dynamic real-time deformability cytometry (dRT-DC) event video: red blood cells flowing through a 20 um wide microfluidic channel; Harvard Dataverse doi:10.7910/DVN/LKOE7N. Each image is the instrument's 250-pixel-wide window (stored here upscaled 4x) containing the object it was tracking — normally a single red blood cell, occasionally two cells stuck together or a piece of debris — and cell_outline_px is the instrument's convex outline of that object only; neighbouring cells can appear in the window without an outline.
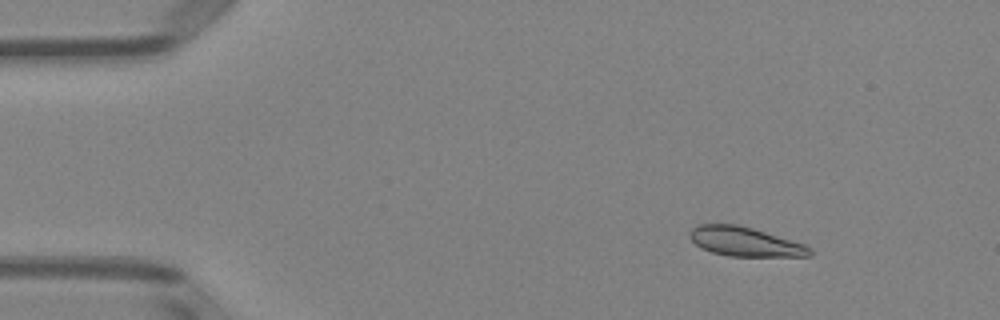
{"species": "Egyptian fruit bat (a non-hibernating species)", "species_latin": "Rousettus aegyptiacus", "temperature_condition": "room temperature", "stored_images_in_passage": 45, "camera_frame_rate_fps": 3000, "um_per_image_px": 0.085, "animal": {"sex": "female"}, "frame": {"image": 1, "passage_image": 1, "time_ms": 0.0, "image_size_px": [1000, 320], "cell_outline_px": [[812, 256], [728, 256], [712, 252], [700, 248], [688, 236], [688, 232], [692, 228], [700, 224], [736, 224], [752, 228], [804, 244], [812, 248]], "centroid_in_image_um": [63.3, 20.54], "position_along_channel_um": 21.7, "area_um2": 20.4}}
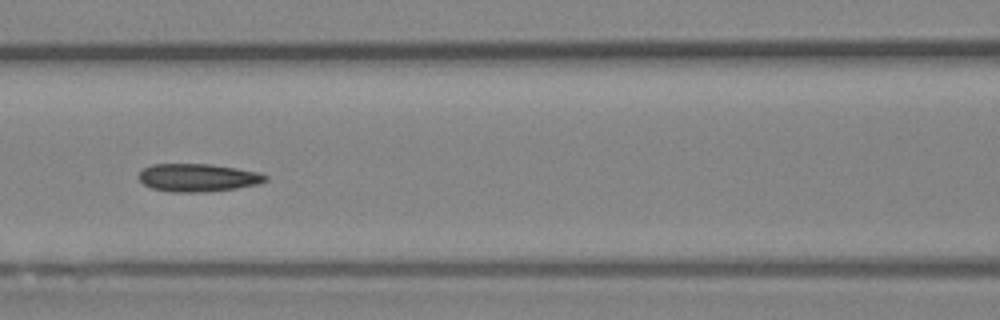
{"frame": {"image": 2, "passage_image": 17, "time_ms": 5.333, "image_size_px": [1000, 320], "cell_outline_px": [[268, 180], [260, 184], [236, 188], [200, 192], [172, 192], [152, 188], [144, 184], [136, 176], [144, 168], [152, 164], [212, 164], [260, 172], [268, 176]], "centroid_in_image_um": [16.84, 15.09], "position_along_channel_um": 149.8, "area_um2": 20.69}}
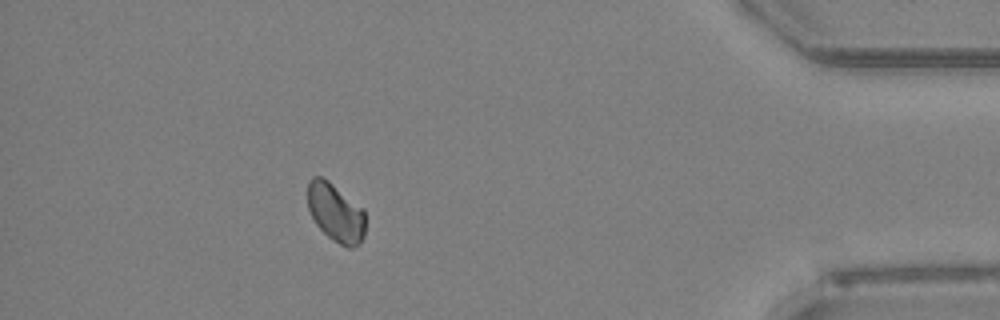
{"frame": {"image": 3, "passage_image": 40, "time_ms": 13.0, "image_size_px": [1000, 320], "cell_outline_px": [[364, 236], [360, 244], [352, 248], [348, 248], [332, 240], [316, 224], [308, 208], [308, 180], [312, 176], [320, 176], [328, 180], [364, 208]], "centroid_in_image_um": [28.54, 18.06], "position_along_channel_um": 406.7, "area_um2": 19.77}, "authors_computed_cell_mechanics": {"area_um2": 20.23, "velocity_mm_per_s": 3.9779, "shape_relaxation_time_tau1_ms": 5.2658, "shape_relaxation_time_tau2_ms": 3.7795, "deformation_change_tau1": 0.1112, "deformation_change_tau2": 0.0398}}